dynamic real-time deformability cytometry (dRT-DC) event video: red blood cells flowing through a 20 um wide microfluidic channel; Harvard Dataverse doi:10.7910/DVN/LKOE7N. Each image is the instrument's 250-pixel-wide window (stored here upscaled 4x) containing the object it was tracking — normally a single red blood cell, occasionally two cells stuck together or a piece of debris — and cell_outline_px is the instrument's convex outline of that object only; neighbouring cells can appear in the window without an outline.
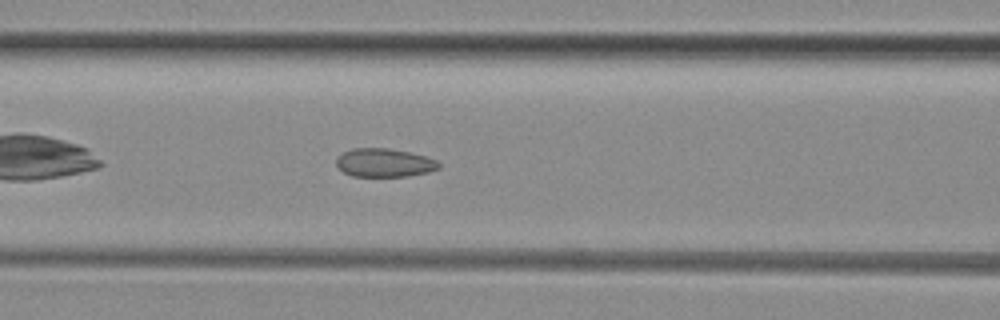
{"species": "common noctule bat (a hibernating species)", "species_latin": "Nyctalus noctula", "temperature_condition": "room temperature", "stored_images_in_passage": 39, "camera_frame_rate_fps": 3000, "um_per_image_px": 0.085, "animal": {"sex": "female", "body_mass_g": 29.2, "forearm_length_mm": 56.3}, "frame": {"image": 1, "passage_image": 8, "time_ms": 2.333, "image_size_px": [1000, 320], "cell_outline_px": [[440, 168], [428, 172], [408, 176], [352, 176], [344, 172], [336, 164], [336, 156], [352, 148], [388, 148], [408, 152], [424, 156], [436, 160], [440, 164]], "centroid_in_image_um": [32.65, 13.83], "position_along_channel_um": 134.0, "area_um2": 16.94}}
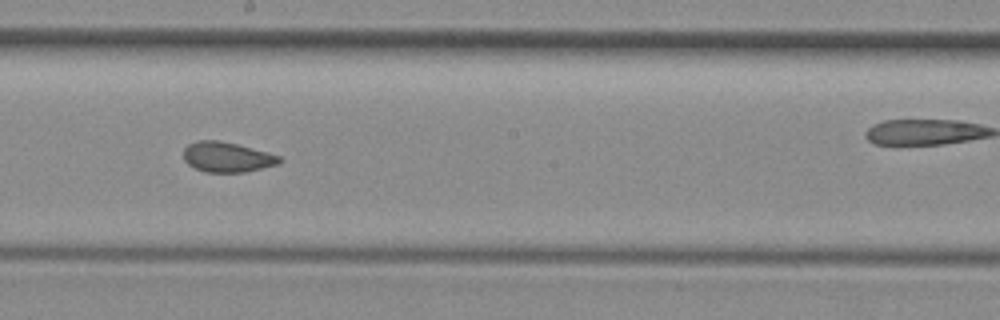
{"frame": {"image": 2, "passage_image": 15, "time_ms": 4.667, "image_size_px": [1000, 320], "cell_outline_px": [[280, 160], [276, 164], [244, 172], [204, 172], [188, 164], [184, 160], [184, 148], [188, 144], [196, 140], [216, 140], [236, 144], [268, 152], [280, 156]], "centroid_in_image_um": [19.25, 13.34], "position_along_channel_um": 229.0, "area_um2": 16.59}}
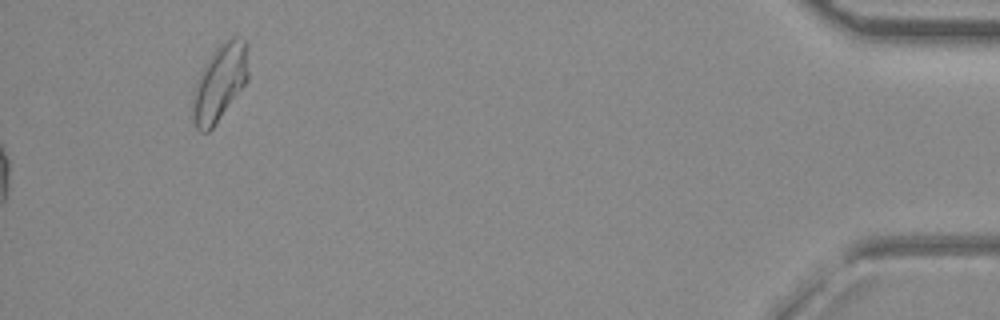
{"frame": {"image": 3, "passage_image": 39, "time_ms": 12.667, "image_size_px": [1000, 320], "cell_outline_px": [[248, 80], [212, 128], [208, 132], [200, 132], [196, 128], [192, 100], [200, 72], [216, 48], [224, 40], [232, 36], [236, 36], [244, 40], [248, 72]], "centroid_in_image_um": [18.68, 7.02], "position_along_channel_um": 416.5, "area_um2": 23.99}, "authors_computed_cell_mechanics": {"area_um2": 17.1666, "velocity_mm_per_s": 4.0831, "shape_relaxation_time_tau1_ms": null, "shape_relaxation_time_tau2_ms": 1.4749, "deformation_change_tau1": null, "deformation_change_tau2": 0.0589}}